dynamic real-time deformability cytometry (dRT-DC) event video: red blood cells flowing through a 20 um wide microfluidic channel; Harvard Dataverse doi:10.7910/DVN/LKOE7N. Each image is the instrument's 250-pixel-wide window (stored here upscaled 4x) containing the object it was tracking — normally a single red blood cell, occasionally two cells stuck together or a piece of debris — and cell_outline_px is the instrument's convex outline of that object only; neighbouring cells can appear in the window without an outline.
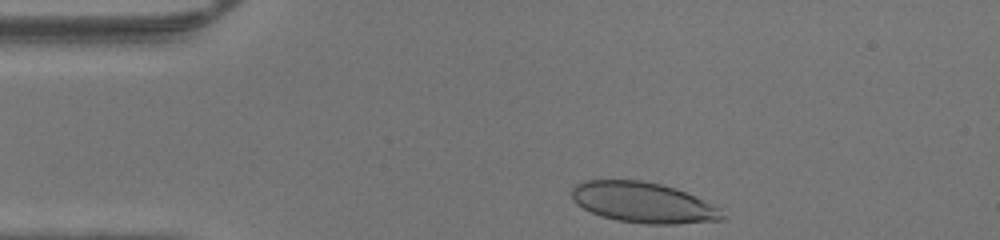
{"species": "human", "species_latin": "Homo sapiens", "temperature_condition": "warm", "stored_images_in_passage": 30, "camera_frame_rate_fps": 3000, "um_per_image_px": 0.085, "donor": {"sex": "male"}, "frame": {"image": 1, "passage_image": 1, "time_ms": 0.0, "image_size_px": [1000, 240], "cell_outline_px": [[724, 220], [676, 224], [644, 224], [616, 220], [600, 216], [576, 204], [572, 200], [572, 188], [576, 184], [584, 180], [640, 180], [660, 184], [676, 188], [712, 204], [720, 208], [724, 216]], "centroid_in_image_um": [54.66, 17.22], "position_along_channel_um": 30.3, "area_um2": 35.6}}
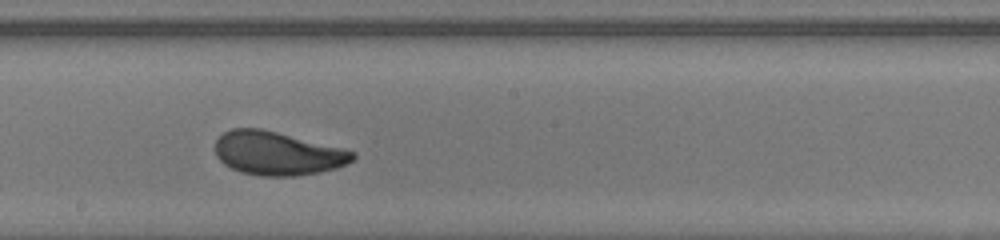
{"frame": {"image": 2, "passage_image": 18, "time_ms": 5.667, "image_size_px": [1000, 240], "cell_outline_px": [[356, 156], [348, 164], [336, 168], [320, 172], [296, 176], [264, 176], [240, 172], [224, 164], [216, 156], [216, 140], [224, 132], [232, 128], [260, 128], [344, 148], [356, 152]], "centroid_in_image_um": [23.6, 13.04], "position_along_channel_um": 224.6, "area_um2": 34.97}}
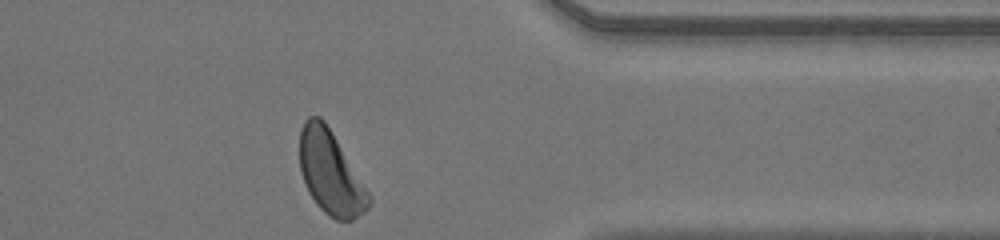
{"frame": {"image": 3, "passage_image": 30, "time_ms": 9.667, "image_size_px": [1000, 240], "cell_outline_px": [[372, 204], [364, 212], [352, 220], [336, 220], [328, 216], [316, 204], [308, 192], [300, 172], [300, 132], [304, 120], [308, 116], [320, 116], [324, 120], [332, 132], [372, 196]], "centroid_in_image_um": [28.1, 14.7], "position_along_channel_um": 383.3, "area_um2": 33.76}}